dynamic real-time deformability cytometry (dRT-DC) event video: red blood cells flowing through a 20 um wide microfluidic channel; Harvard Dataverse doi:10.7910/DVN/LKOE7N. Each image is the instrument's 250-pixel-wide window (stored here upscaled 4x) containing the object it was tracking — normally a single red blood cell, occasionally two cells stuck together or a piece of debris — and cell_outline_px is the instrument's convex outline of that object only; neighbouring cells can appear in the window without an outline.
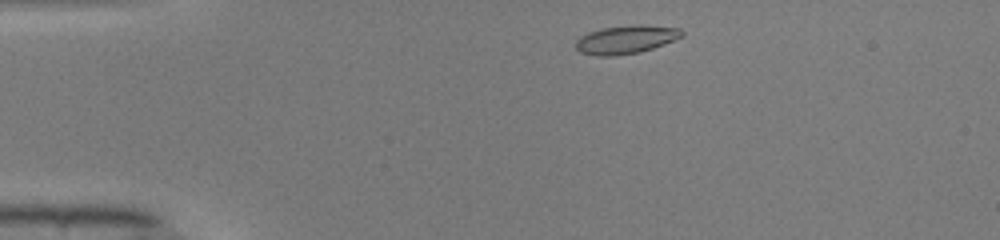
{"species": "common noctule bat (a hibernating species)", "species_latin": "Nyctalus noctula", "temperature_condition": "warm", "stored_images_in_passage": 43, "camera_frame_rate_fps": 3000, "um_per_image_px": 0.085, "animal": {"sex": "male", "body_mass_g": 19.0, "forearm_length_mm": 50.8}, "frame": {"image": 1, "passage_image": 3, "time_ms": 0.667, "image_size_px": [1000, 240], "cell_outline_px": [[684, 36], [664, 44], [640, 52], [612, 56], [596, 56], [580, 52], [576, 48], [576, 40], [580, 36], [588, 32], [600, 28], [632, 24], [644, 24], [680, 28], [684, 32]], "centroid_in_image_um": [53.21, 3.34], "position_along_channel_um": 31.8, "area_um2": 17.8}}
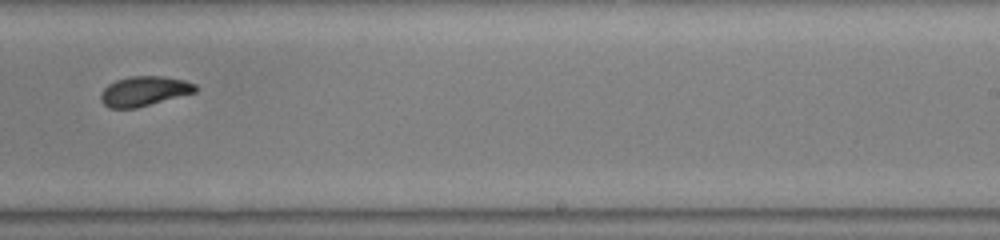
{"frame": {"image": 2, "passage_image": 25, "time_ms": 8.0, "image_size_px": [1000, 240], "cell_outline_px": [[196, 92], [136, 108], [108, 108], [100, 100], [100, 92], [108, 84], [116, 80], [128, 76], [164, 76], [184, 80], [196, 84]], "centroid_in_image_um": [12.22, 7.74], "position_along_channel_um": 276.8, "area_um2": 16.47}}
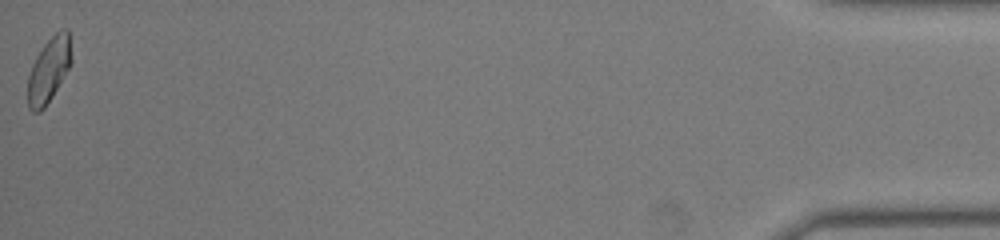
{"frame": {"image": 3, "passage_image": 43, "time_ms": 14.0, "image_size_px": [1000, 240], "cell_outline_px": [[72, 60], [68, 68], [52, 96], [44, 108], [40, 112], [32, 112], [28, 108], [28, 76], [32, 64], [36, 56], [44, 44], [60, 28], [68, 28]], "centroid_in_image_um": [4.14, 5.93], "position_along_channel_um": 431.1, "area_um2": 16.36}, "authors_computed_cell_mechanics": {"area_um2": 16.7042, "velocity_mm_per_s": 4.1021, "shape_relaxation_time_tau1_ms": 7.1553, "shape_relaxation_time_tau2_ms": 1.5515, "deformation_change_tau1": 0.2179, "deformation_change_tau2": 0.0686}}